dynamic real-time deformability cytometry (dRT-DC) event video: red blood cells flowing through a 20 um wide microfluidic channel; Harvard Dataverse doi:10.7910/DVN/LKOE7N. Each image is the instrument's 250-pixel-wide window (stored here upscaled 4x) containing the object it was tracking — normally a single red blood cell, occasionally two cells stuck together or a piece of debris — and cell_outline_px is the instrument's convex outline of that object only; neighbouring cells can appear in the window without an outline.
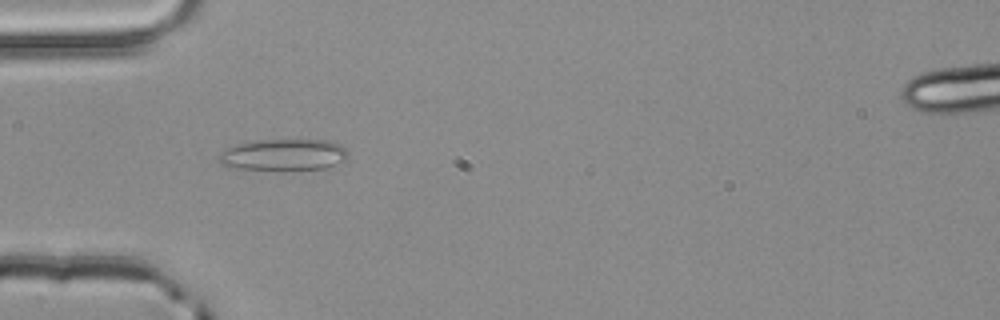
{"species": "common noctule bat (a hibernating species)", "species_latin": "Nyctalus noctula", "temperature_condition": "room temperature", "stored_images_in_passage": 1, "camera_frame_rate_fps": 3000, "um_per_image_px": 0.085, "animal": {"sex": "male", "body_mass_g": 20.4}, "frame": {"image": 1, "passage_image": 1, "time_ms": 0.0, "image_size_px": [1000, 320], "cell_outline_px": [[348, 156], [344, 160], [324, 168], [236, 168], [220, 164], [216, 160], [216, 156], [220, 152], [236, 144], [260, 140], [328, 140], [340, 144], [348, 152]], "centroid_in_image_um": [24.06, 13.12], "position_along_channel_um": 60.9, "area_um2": 23.12}}